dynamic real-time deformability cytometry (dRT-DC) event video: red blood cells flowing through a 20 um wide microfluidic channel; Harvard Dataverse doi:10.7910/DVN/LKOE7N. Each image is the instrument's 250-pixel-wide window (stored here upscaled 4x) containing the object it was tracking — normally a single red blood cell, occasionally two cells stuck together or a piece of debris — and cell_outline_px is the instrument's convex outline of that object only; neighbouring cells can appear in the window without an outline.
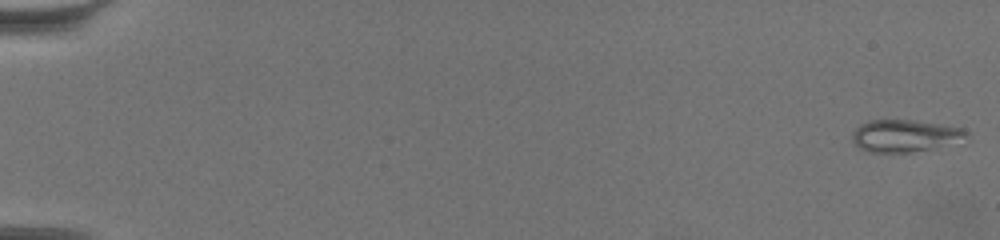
{"species": "common noctule bat (a hibernating species)", "species_latin": "Nyctalus noctula", "temperature_condition": "warm", "stored_images_in_passage": 63, "camera_frame_rate_fps": 3000, "um_per_image_px": 0.085, "animal": {"sex": "female", "body_mass_g": 19.5, "forearm_length_mm": 54.1}, "frame": {"image": 1, "passage_image": 1, "time_ms": 0.0, "image_size_px": [1000, 240], "cell_outline_px": [[972, 140], [964, 144], [908, 152], [868, 152], [860, 148], [852, 140], [852, 132], [860, 124], [868, 120], [912, 120], [964, 128], [968, 132]], "centroid_in_image_um": [77.07, 11.56], "position_along_channel_um": 7.9, "area_um2": 22.14}}
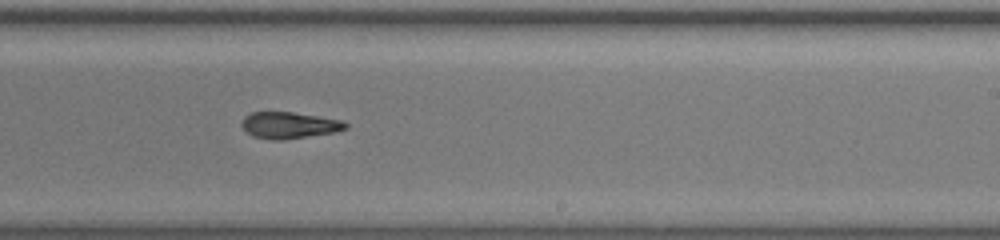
{"frame": {"image": 2, "passage_image": 41, "time_ms": 13.333, "image_size_px": [1000, 240], "cell_outline_px": [[348, 128], [336, 132], [284, 140], [272, 140], [252, 136], [240, 124], [244, 116], [252, 112], [292, 112], [344, 120], [348, 124]], "centroid_in_image_um": [24.61, 10.64], "position_along_channel_um": 264.4, "area_um2": 16.18}}
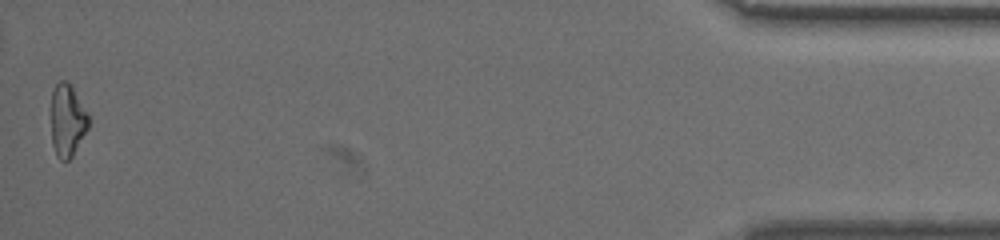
{"frame": {"image": 3, "passage_image": 63, "time_ms": 20.667, "image_size_px": [1000, 240], "cell_outline_px": [[88, 128], [72, 156], [68, 160], [60, 160], [56, 156], [52, 144], [52, 92], [56, 84], [60, 80], [68, 80], [72, 84], [88, 112]], "centroid_in_image_um": [5.73, 10.19], "position_along_channel_um": 429.5, "area_um2": 15.9}, "authors_computed_cell_mechanics": {"area_um2": 16.9354, "velocity_mm_per_s": 3.3853, "shape_relaxation_time_tau1_ms": null, "shape_relaxation_time_tau2_ms": 7.1624, "deformation_change_tau1": null, "deformation_change_tau2": 0.1518}}